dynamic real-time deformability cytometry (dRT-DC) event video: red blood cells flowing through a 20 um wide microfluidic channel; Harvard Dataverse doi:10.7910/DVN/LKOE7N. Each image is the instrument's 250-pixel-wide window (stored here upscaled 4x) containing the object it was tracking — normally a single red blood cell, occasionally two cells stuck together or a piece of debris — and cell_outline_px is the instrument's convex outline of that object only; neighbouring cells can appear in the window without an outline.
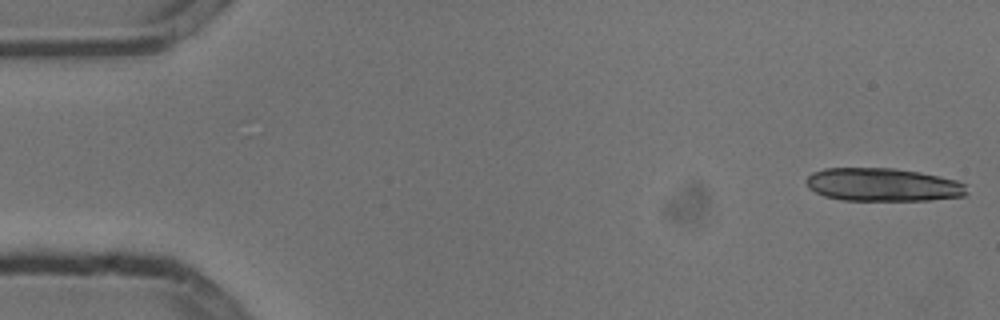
{"species": "common noctule bat (a hibernating species)", "species_latin": "Nyctalus noctula", "temperature_condition": "cold", "stored_images_in_passage": 4, "camera_frame_rate_fps": 3000, "um_per_image_px": 0.085, "animal": {"sex": "male", "body_mass_g": 13.3}, "frame": {"image": 1, "passage_image": 1, "time_ms": 0.0, "image_size_px": [1000, 320], "cell_outline_px": [[968, 192], [964, 196], [928, 200], [840, 200], [824, 196], [808, 188], [804, 180], [812, 172], [824, 168], [892, 168], [920, 172], [956, 180], [968, 184]], "centroid_in_image_um": [75.04, 15.7], "position_along_channel_um": 10.0, "area_um2": 31.27}}